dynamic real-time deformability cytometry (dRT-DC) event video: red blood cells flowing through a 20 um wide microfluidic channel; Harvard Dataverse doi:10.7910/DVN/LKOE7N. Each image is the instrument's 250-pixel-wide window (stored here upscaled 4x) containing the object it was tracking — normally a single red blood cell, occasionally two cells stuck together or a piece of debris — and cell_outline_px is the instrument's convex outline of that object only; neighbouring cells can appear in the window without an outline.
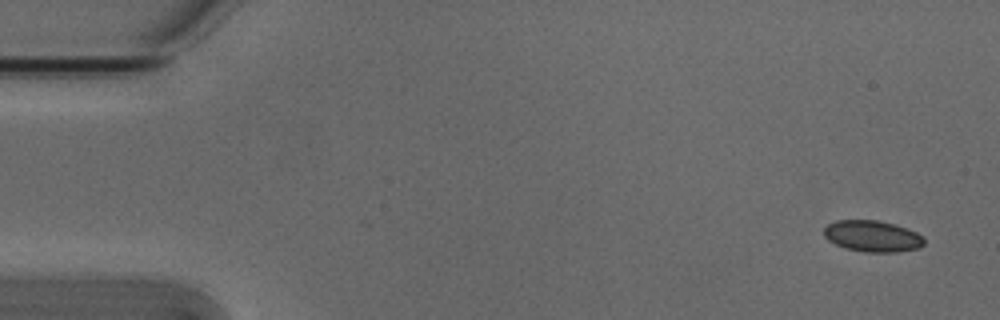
{"species": "Egyptian fruit bat (a non-hibernating species)", "species_latin": "Rousettus aegyptiacus", "temperature_condition": "cold", "stored_images_in_passage": 3, "camera_frame_rate_fps": 3000, "um_per_image_px": 0.085, "animal": {"sex": "male"}, "frame": {"image": 1, "passage_image": 1, "time_ms": 0.0, "image_size_px": [1000, 320], "cell_outline_px": [[924, 244], [920, 248], [896, 252], [864, 252], [844, 248], [828, 240], [824, 236], [824, 228], [828, 224], [836, 220], [880, 220], [896, 224], [908, 228], [924, 236]], "centroid_in_image_um": [74.18, 20.07], "position_along_channel_um": 10.8, "area_um2": 18.55}}